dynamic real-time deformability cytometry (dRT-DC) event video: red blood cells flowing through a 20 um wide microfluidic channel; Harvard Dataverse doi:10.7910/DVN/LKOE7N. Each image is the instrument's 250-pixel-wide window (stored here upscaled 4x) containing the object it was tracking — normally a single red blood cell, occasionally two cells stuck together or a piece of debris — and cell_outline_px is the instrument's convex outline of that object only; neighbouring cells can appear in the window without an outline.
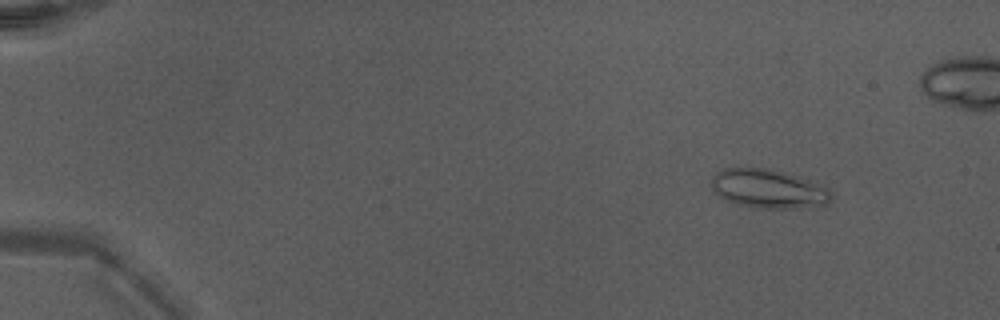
{"species": "Egyptian fruit bat (a non-hibernating species)", "species_latin": "Rousettus aegyptiacus", "temperature_condition": "warm", "stored_images_in_passage": 52, "camera_frame_rate_fps": 3000, "um_per_image_px": 0.085, "animal": {"sex": "male"}, "frame": {"image": 1, "passage_image": 7, "time_ms": 2.0, "image_size_px": [1000, 320], "cell_outline_px": [[832, 196], [828, 204], [792, 208], [760, 208], [736, 204], [724, 200], [712, 192], [712, 176], [716, 172], [724, 168], [768, 168], [784, 172], [808, 180], [828, 188]], "centroid_in_image_um": [65.25, 16.05], "position_along_channel_um": 19.7, "area_um2": 27.11}}
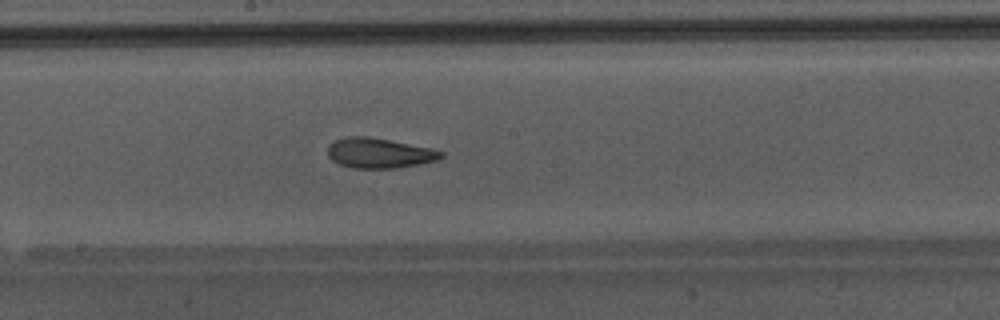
{"frame": {"image": 2, "passage_image": 30, "time_ms": 9.667, "image_size_px": [1000, 320], "cell_outline_px": [[444, 156], [436, 160], [396, 168], [352, 168], [340, 164], [332, 160], [328, 156], [328, 144], [344, 136], [368, 136], [432, 148], [444, 152]], "centroid_in_image_um": [32.21, 13.0], "position_along_channel_um": 216.0, "area_um2": 19.83}}
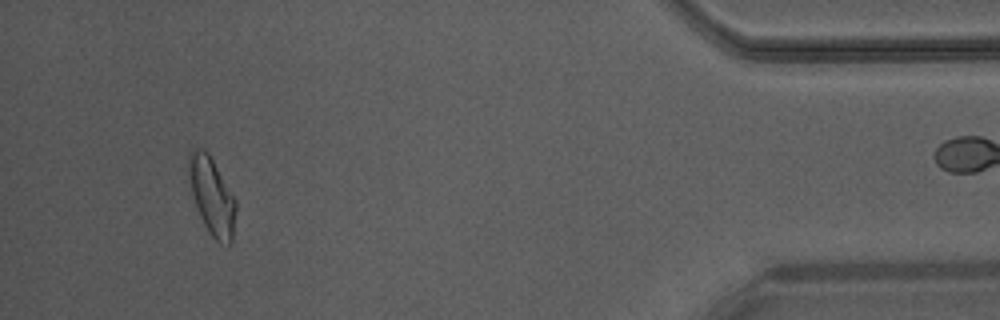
{"frame": {"image": 3, "passage_image": 48, "time_ms": 15.667, "image_size_px": [1000, 320], "cell_outline_px": [[236, 208], [232, 240], [228, 244], [220, 244], [208, 232], [196, 208], [192, 192], [188, 172], [188, 152], [196, 148], [204, 148], [208, 152], [236, 200]], "centroid_in_image_um": [18.0, 16.66], "position_along_channel_um": 417.2, "area_um2": 21.15}, "authors_computed_cell_mechanics": {"area_um2": 21.097, "velocity_mm_per_s": 4.3039, "shape_relaxation_time_tau1_ms": 7.191, "shape_relaxation_time_tau2_ms": 0.9015, "deformation_change_tau1": 0.2026, "deformation_change_tau2": 0.0782}}